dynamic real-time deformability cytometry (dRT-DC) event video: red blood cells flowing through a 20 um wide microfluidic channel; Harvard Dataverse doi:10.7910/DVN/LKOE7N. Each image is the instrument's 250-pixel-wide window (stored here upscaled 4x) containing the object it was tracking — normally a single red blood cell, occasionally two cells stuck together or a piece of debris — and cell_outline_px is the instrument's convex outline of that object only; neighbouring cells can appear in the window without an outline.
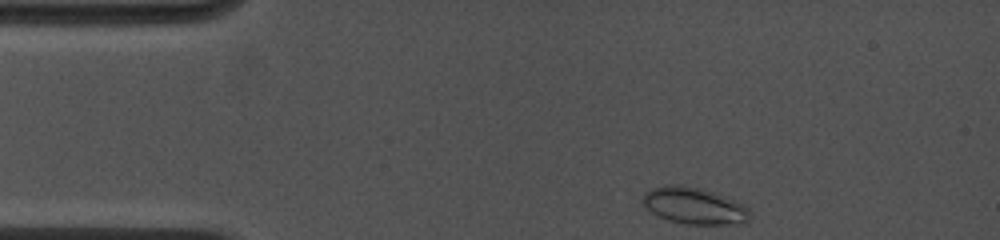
{"species": "common noctule bat (a hibernating species)", "species_latin": "Nyctalus noctula", "temperature_condition": "cold", "stored_images_in_passage": 37, "camera_frame_rate_fps": 4500, "um_per_image_px": 0.085, "animal": {"sex": "female", "body_mass_g": 19.0, "forearm_length_mm": 53.3}, "frame": {"image": 1, "passage_image": 1, "time_ms": 0.0, "image_size_px": [1000, 240], "cell_outline_px": [[752, 216], [744, 224], [688, 224], [672, 220], [660, 216], [652, 212], [644, 204], [644, 192], [652, 188], [664, 184], [680, 184], [700, 188], [736, 200], [744, 204], [748, 208]], "centroid_in_image_um": [59.07, 17.48], "position_along_channel_um": 25.9, "area_um2": 22.83}}
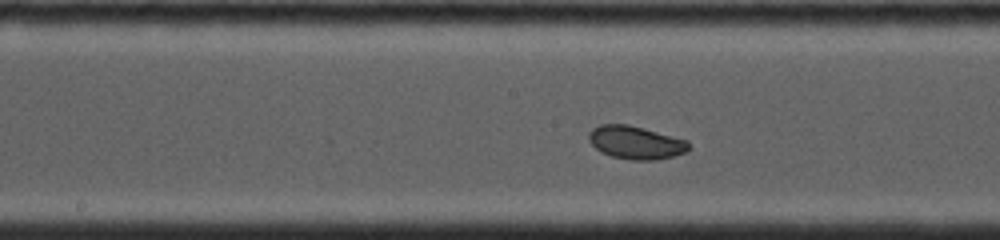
{"frame": {"image": 2, "passage_image": 18, "time_ms": 5.778, "image_size_px": [1000, 240], "cell_outline_px": [[692, 148], [688, 152], [656, 160], [632, 160], [612, 156], [600, 152], [588, 140], [588, 132], [592, 128], [600, 124], [628, 124], [644, 128], [688, 140]], "centroid_in_image_um": [54.05, 12.11], "position_along_channel_um": 194.1, "area_um2": 19.54}}
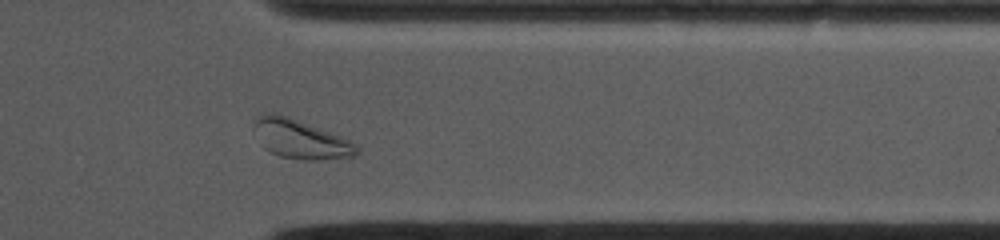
{"frame": {"image": 3, "passage_image": 33, "time_ms": 10.667, "image_size_px": [1000, 240], "cell_outline_px": [[360, 152], [356, 156], [312, 160], [300, 160], [280, 156], [268, 152], [260, 144], [252, 128], [252, 124], [256, 116], [268, 112], [288, 116], [352, 140], [360, 148]], "centroid_in_image_um": [25.52, 11.82], "position_along_channel_um": 385.9, "area_um2": 23.81}}